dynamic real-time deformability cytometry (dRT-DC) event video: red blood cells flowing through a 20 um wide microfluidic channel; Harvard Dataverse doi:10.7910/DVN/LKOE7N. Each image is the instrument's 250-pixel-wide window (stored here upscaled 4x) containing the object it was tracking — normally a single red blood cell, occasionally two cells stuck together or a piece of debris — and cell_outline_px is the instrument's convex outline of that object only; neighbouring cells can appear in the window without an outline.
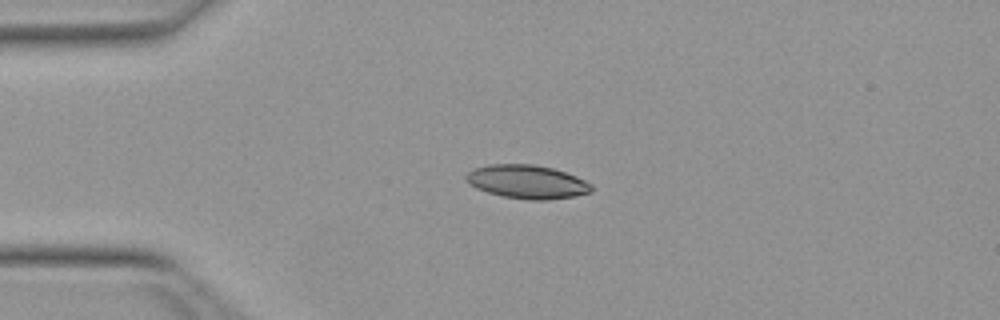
{"species": "Egyptian fruit bat (a non-hibernating species)", "species_latin": "Rousettus aegyptiacus", "temperature_condition": "warm", "stored_images_in_passage": 40, "camera_frame_rate_fps": 3000, "um_per_image_px": 0.085, "animal": {"sex": "female"}, "frame": {"image": 1, "passage_image": 1, "time_ms": 0.0, "image_size_px": [1000, 320], "cell_outline_px": [[592, 192], [576, 196], [548, 200], [528, 200], [500, 196], [476, 188], [468, 184], [464, 180], [464, 176], [468, 172], [476, 168], [488, 164], [532, 164], [552, 168], [576, 176], [592, 184]], "centroid_in_image_um": [44.78, 15.46], "position_along_channel_um": 40.2, "area_um2": 24.74}}
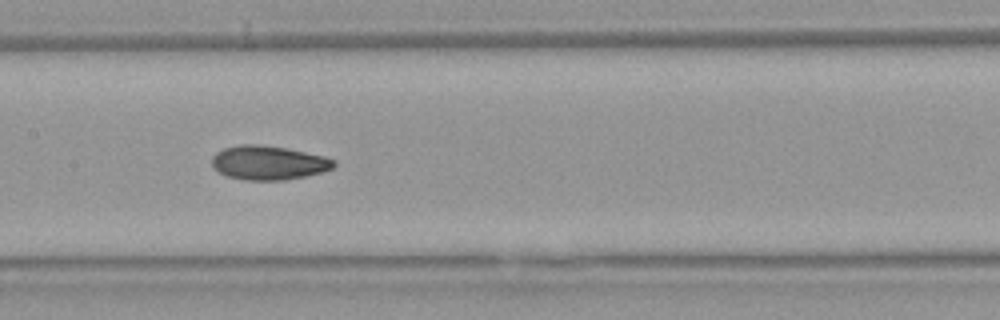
{"frame": {"image": 2, "passage_image": 14, "time_ms": 4.333, "image_size_px": [1000, 320], "cell_outline_px": [[336, 164], [332, 168], [324, 172], [284, 180], [244, 180], [228, 176], [212, 168], [212, 156], [216, 152], [224, 148], [240, 144], [256, 144], [284, 148], [324, 156], [336, 160]], "centroid_in_image_um": [22.81, 13.83], "position_along_channel_um": 184.6, "area_um2": 24.16}}
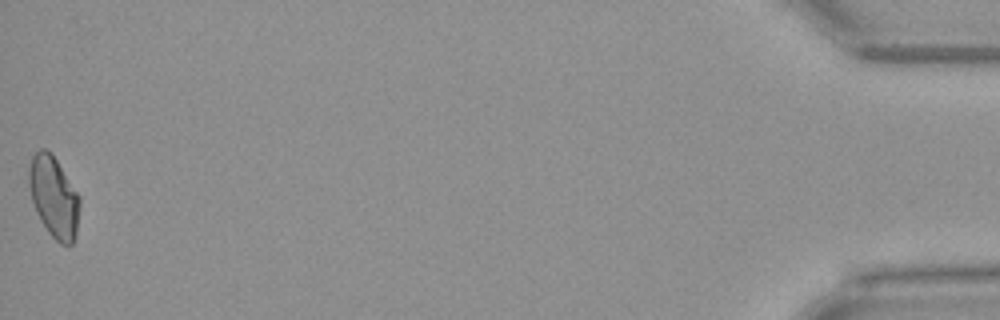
{"frame": {"image": 3, "passage_image": 40, "time_ms": 13.0, "image_size_px": [1000, 320], "cell_outline_px": [[80, 204], [76, 236], [72, 244], [60, 244], [48, 232], [40, 220], [36, 212], [32, 200], [28, 184], [28, 168], [32, 156], [40, 148], [44, 148], [52, 152], [80, 196]], "centroid_in_image_um": [4.57, 16.72], "position_along_channel_um": 430.6, "area_um2": 24.28}, "authors_computed_cell_mechanics": {"area_um2": 23.8425, "velocity_mm_per_s": 3.9907, "shape_relaxation_time_tau1_ms": null, "shape_relaxation_time_tau2_ms": 2.7766, "deformation_change_tau1": null, "deformation_change_tau2": 0.0892}}